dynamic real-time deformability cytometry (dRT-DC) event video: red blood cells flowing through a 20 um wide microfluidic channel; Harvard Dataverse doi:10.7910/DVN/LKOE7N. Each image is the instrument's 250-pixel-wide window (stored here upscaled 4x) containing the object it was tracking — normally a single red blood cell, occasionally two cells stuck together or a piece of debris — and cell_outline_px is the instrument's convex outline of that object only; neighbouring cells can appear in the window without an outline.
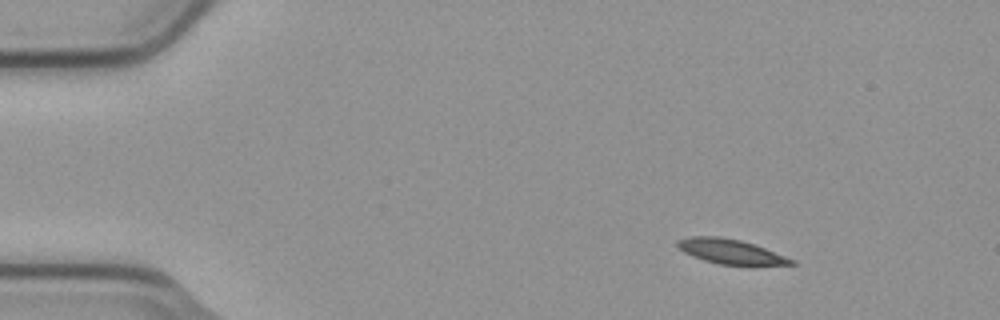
{"species": "common noctule bat (a hibernating species)", "species_latin": "Nyctalus noctula", "temperature_condition": "cold", "stored_images_in_passage": 4, "camera_frame_rate_fps": 3000, "um_per_image_px": 0.085, "animal": {"sex": "male", "body_mass_g": 23.1, "forearm_length_mm": 52.7}, "frame": {"image": 1, "passage_image": 2, "time_ms": 0.333, "image_size_px": [1000, 320], "cell_outline_px": [[796, 264], [752, 268], [720, 264], [704, 260], [692, 256], [676, 248], [676, 240], [688, 236], [720, 236], [740, 240], [764, 248], [796, 260]], "centroid_in_image_um": [62.15, 21.43], "position_along_channel_um": 22.9, "area_um2": 17.22}}